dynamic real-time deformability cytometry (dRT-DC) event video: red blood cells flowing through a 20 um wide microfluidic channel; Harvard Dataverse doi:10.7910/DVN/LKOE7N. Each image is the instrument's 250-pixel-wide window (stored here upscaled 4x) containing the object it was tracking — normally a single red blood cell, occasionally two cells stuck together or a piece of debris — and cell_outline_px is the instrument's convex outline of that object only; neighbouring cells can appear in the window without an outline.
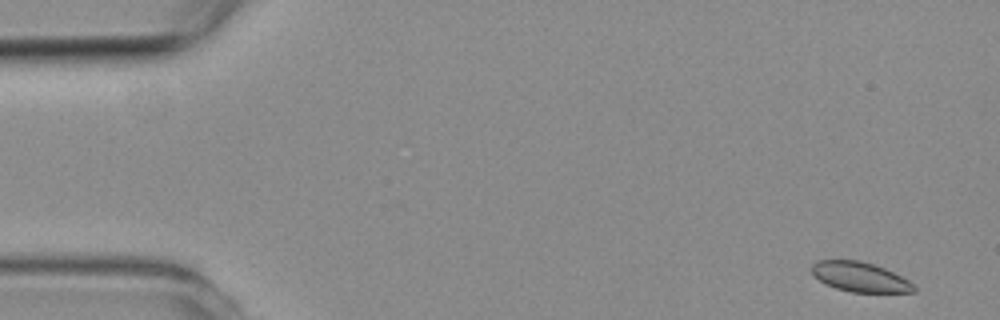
{"species": "common noctule bat (a hibernating species)", "species_latin": "Nyctalus noctula", "temperature_condition": "room temperature", "stored_images_in_passage": 4, "camera_frame_rate_fps": 3000, "um_per_image_px": 0.085, "animal": {"sex": "female", "body_mass_g": 19.3, "forearm_length_mm": 54.1}, "frame": {"image": 1, "passage_image": 1, "time_ms": 0.0, "image_size_px": [1000, 320], "cell_outline_px": [[916, 292], [852, 292], [836, 288], [812, 276], [812, 264], [816, 260], [860, 260], [884, 268], [908, 280], [916, 288]], "centroid_in_image_um": [73.07, 23.53], "position_along_channel_um": 11.9, "area_um2": 17.51}}
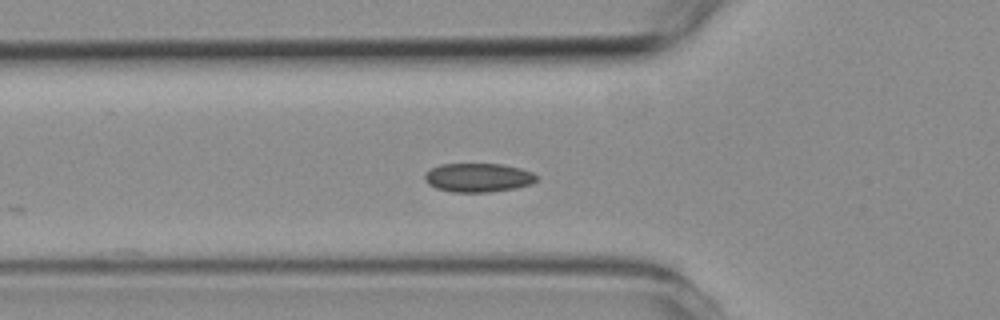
{"frame": {"image": 2, "passage_image": 4, "time_ms": 5.0, "image_size_px": [1000, 320], "cell_outline_px": [[540, 176], [532, 184], [516, 188], [488, 192], [452, 192], [436, 188], [428, 184], [424, 180], [424, 172], [440, 164], [504, 164], [520, 168], [532, 172]], "centroid_in_image_um": [40.65, 15.09], "position_along_channel_um": 85.2, "area_um2": 19.02}}